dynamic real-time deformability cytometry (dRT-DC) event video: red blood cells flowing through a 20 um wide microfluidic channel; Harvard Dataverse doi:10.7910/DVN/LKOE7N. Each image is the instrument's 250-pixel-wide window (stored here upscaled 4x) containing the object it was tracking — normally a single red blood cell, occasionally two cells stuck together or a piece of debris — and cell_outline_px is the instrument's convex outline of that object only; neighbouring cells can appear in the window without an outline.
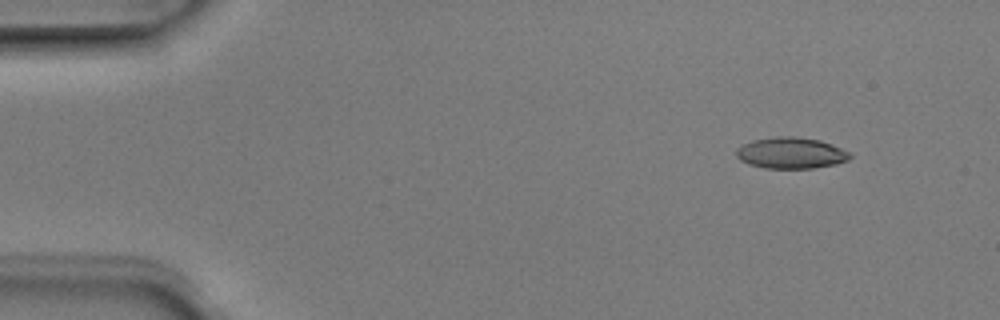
{"species": "Egyptian fruit bat (a non-hibernating species)", "species_latin": "Rousettus aegyptiacus", "temperature_condition": "room temperature", "stored_images_in_passage": 5, "camera_frame_rate_fps": 3000, "um_per_image_px": 0.085, "animal": {"sex": "male"}, "frame": {"image": 1, "passage_image": 2, "time_ms": 0.333, "image_size_px": [1000, 320], "cell_outline_px": [[852, 156], [848, 160], [836, 164], [812, 168], [764, 168], [748, 164], [740, 160], [736, 156], [736, 148], [752, 140], [776, 136], [792, 136], [820, 140], [832, 144], [852, 152]], "centroid_in_image_um": [67.25, 13.0], "position_along_channel_um": 17.8, "area_um2": 20.87}}
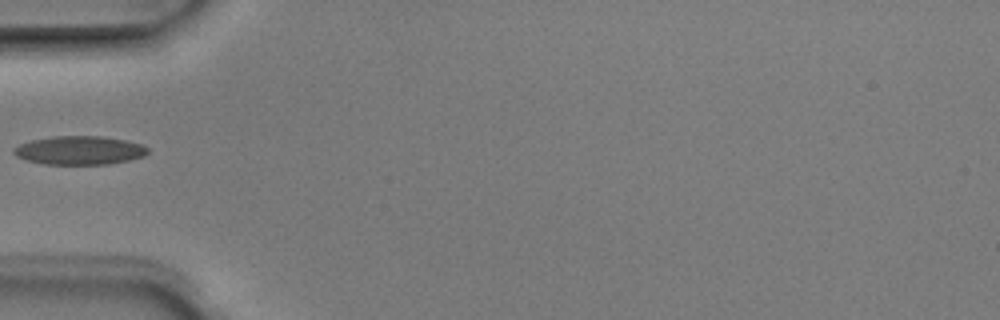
{"frame": {"image": 2, "passage_image": 5, "time_ms": 1.333, "image_size_px": [1000, 320], "cell_outline_px": [[148, 152], [144, 156], [128, 160], [108, 164], [44, 164], [28, 160], [16, 156], [12, 152], [12, 148], [20, 144], [32, 140], [56, 136], [100, 136], [124, 140], [140, 144], [148, 148]], "centroid_in_image_um": [6.73, 12.78], "position_along_channel_um": 78.3, "area_um2": 22.14}}